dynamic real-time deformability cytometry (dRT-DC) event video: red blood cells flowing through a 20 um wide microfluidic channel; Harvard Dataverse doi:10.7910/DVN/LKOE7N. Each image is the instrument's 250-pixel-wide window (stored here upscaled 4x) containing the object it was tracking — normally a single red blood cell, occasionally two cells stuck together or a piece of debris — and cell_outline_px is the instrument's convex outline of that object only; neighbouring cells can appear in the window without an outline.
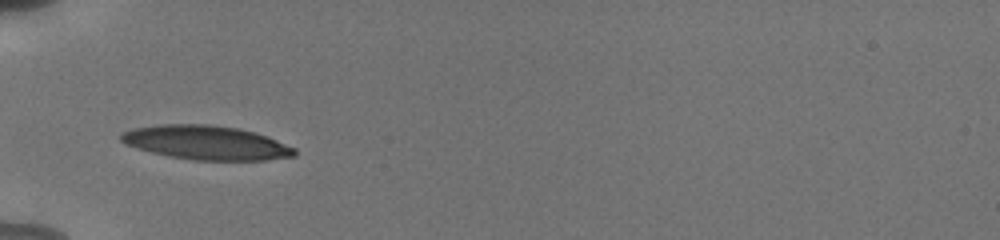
{"species": "human", "species_latin": "Homo sapiens", "temperature_condition": "cold", "stored_images_in_passage": 36, "camera_frame_rate_fps": 3000, "um_per_image_px": 0.085, "donor": {"sex": "male"}, "frame": {"image": 1, "passage_image": 1, "time_ms": 0.0, "image_size_px": [1000, 240], "cell_outline_px": [[296, 156], [264, 160], [196, 160], [168, 156], [136, 148], [120, 140], [120, 136], [124, 132], [132, 128], [160, 124], [208, 124], [236, 128], [252, 132], [276, 140], [296, 148]], "centroid_in_image_um": [17.52, 12.12], "position_along_channel_um": 67.5, "area_um2": 34.1}}
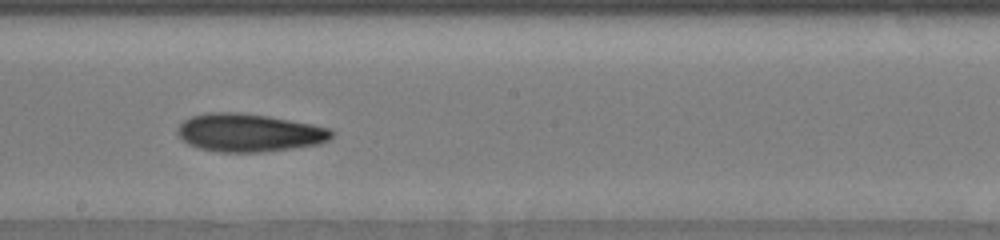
{"frame": {"image": 2, "passage_image": 14, "time_ms": 4.333, "image_size_px": [1000, 240], "cell_outline_px": [[336, 132], [328, 140], [320, 144], [292, 148], [260, 152], [220, 152], [200, 148], [188, 144], [176, 132], [180, 124], [184, 120], [192, 116], [208, 112], [240, 112], [268, 116], [312, 124], [332, 128]], "centroid_in_image_um": [21.2, 11.27], "position_along_channel_um": 227.0, "area_um2": 34.22}}
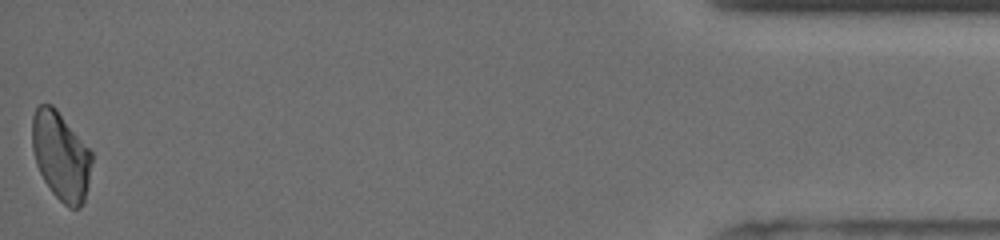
{"frame": {"image": 3, "passage_image": 36, "time_ms": 11.667, "image_size_px": [1000, 240], "cell_outline_px": [[92, 160], [88, 184], [84, 204], [80, 208], [68, 208], [52, 192], [44, 180], [36, 164], [32, 148], [32, 116], [36, 108], [40, 104], [52, 104], [56, 108], [92, 152]], "centroid_in_image_um": [5.17, 13.26], "position_along_channel_um": 430.0, "area_um2": 30.69}, "authors_computed_cell_mechanics": {"area_um2": 32.9749, "velocity_mm_per_s": 3.8145, "shape_relaxation_time_tau1_ms": 4.9026, "shape_relaxation_time_tau2_ms": null, "deformation_change_tau1": 0.1452, "deformation_change_tau2": null}}